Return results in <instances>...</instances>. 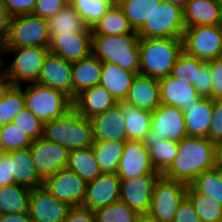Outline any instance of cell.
<instances>
[{"instance_id":"6da1fadb","label":"cell","mask_w":222,"mask_h":222,"mask_svg":"<svg viewBox=\"0 0 222 222\" xmlns=\"http://www.w3.org/2000/svg\"><path fill=\"white\" fill-rule=\"evenodd\" d=\"M216 144L208 138L184 137L178 152L162 176L189 184L203 172L213 170L216 164Z\"/></svg>"},{"instance_id":"7a4b0ae2","label":"cell","mask_w":222,"mask_h":222,"mask_svg":"<svg viewBox=\"0 0 222 222\" xmlns=\"http://www.w3.org/2000/svg\"><path fill=\"white\" fill-rule=\"evenodd\" d=\"M182 52V38H139V75L156 79L171 75Z\"/></svg>"},{"instance_id":"3957f363","label":"cell","mask_w":222,"mask_h":222,"mask_svg":"<svg viewBox=\"0 0 222 222\" xmlns=\"http://www.w3.org/2000/svg\"><path fill=\"white\" fill-rule=\"evenodd\" d=\"M92 54L101 62L139 74V36L137 33L122 35H92Z\"/></svg>"},{"instance_id":"277c9868","label":"cell","mask_w":222,"mask_h":222,"mask_svg":"<svg viewBox=\"0 0 222 222\" xmlns=\"http://www.w3.org/2000/svg\"><path fill=\"white\" fill-rule=\"evenodd\" d=\"M43 138L69 150L92 147L94 144L90 120L80 116L73 108L64 116L45 123Z\"/></svg>"},{"instance_id":"5b68a950","label":"cell","mask_w":222,"mask_h":222,"mask_svg":"<svg viewBox=\"0 0 222 222\" xmlns=\"http://www.w3.org/2000/svg\"><path fill=\"white\" fill-rule=\"evenodd\" d=\"M21 86L23 87L25 107L44 124L64 116L73 108L72 100L61 91L36 82Z\"/></svg>"},{"instance_id":"8992f818","label":"cell","mask_w":222,"mask_h":222,"mask_svg":"<svg viewBox=\"0 0 222 222\" xmlns=\"http://www.w3.org/2000/svg\"><path fill=\"white\" fill-rule=\"evenodd\" d=\"M185 28L183 9L162 0L136 32L139 38H182Z\"/></svg>"},{"instance_id":"52a82bcc","label":"cell","mask_w":222,"mask_h":222,"mask_svg":"<svg viewBox=\"0 0 222 222\" xmlns=\"http://www.w3.org/2000/svg\"><path fill=\"white\" fill-rule=\"evenodd\" d=\"M49 53L47 47L7 48L11 61L6 65V74L11 85H23L38 81L45 57ZM10 54V55H9Z\"/></svg>"},{"instance_id":"ba28073f","label":"cell","mask_w":222,"mask_h":222,"mask_svg":"<svg viewBox=\"0 0 222 222\" xmlns=\"http://www.w3.org/2000/svg\"><path fill=\"white\" fill-rule=\"evenodd\" d=\"M183 51L203 61L222 58V25L186 27Z\"/></svg>"},{"instance_id":"9c48e42d","label":"cell","mask_w":222,"mask_h":222,"mask_svg":"<svg viewBox=\"0 0 222 222\" xmlns=\"http://www.w3.org/2000/svg\"><path fill=\"white\" fill-rule=\"evenodd\" d=\"M50 38L47 21L33 14L13 16L6 41L7 48L47 47Z\"/></svg>"},{"instance_id":"30bf717a","label":"cell","mask_w":222,"mask_h":222,"mask_svg":"<svg viewBox=\"0 0 222 222\" xmlns=\"http://www.w3.org/2000/svg\"><path fill=\"white\" fill-rule=\"evenodd\" d=\"M188 185L162 175L156 181L149 213L158 222H173L177 208L187 196Z\"/></svg>"},{"instance_id":"8fae6325","label":"cell","mask_w":222,"mask_h":222,"mask_svg":"<svg viewBox=\"0 0 222 222\" xmlns=\"http://www.w3.org/2000/svg\"><path fill=\"white\" fill-rule=\"evenodd\" d=\"M42 186L58 200L73 207L82 206L87 183L78 174L66 168L45 178Z\"/></svg>"},{"instance_id":"7c38bea8","label":"cell","mask_w":222,"mask_h":222,"mask_svg":"<svg viewBox=\"0 0 222 222\" xmlns=\"http://www.w3.org/2000/svg\"><path fill=\"white\" fill-rule=\"evenodd\" d=\"M30 149L36 171L43 180L67 168L70 150L65 146L40 138Z\"/></svg>"},{"instance_id":"4fadbf2b","label":"cell","mask_w":222,"mask_h":222,"mask_svg":"<svg viewBox=\"0 0 222 222\" xmlns=\"http://www.w3.org/2000/svg\"><path fill=\"white\" fill-rule=\"evenodd\" d=\"M162 174H144L121 180L120 201L137 213H148L151 206L153 188Z\"/></svg>"},{"instance_id":"5bb4252c","label":"cell","mask_w":222,"mask_h":222,"mask_svg":"<svg viewBox=\"0 0 222 222\" xmlns=\"http://www.w3.org/2000/svg\"><path fill=\"white\" fill-rule=\"evenodd\" d=\"M144 174H161L151 163L148 148L143 141H125L123 154L116 175L121 179H131Z\"/></svg>"},{"instance_id":"9a60e30c","label":"cell","mask_w":222,"mask_h":222,"mask_svg":"<svg viewBox=\"0 0 222 222\" xmlns=\"http://www.w3.org/2000/svg\"><path fill=\"white\" fill-rule=\"evenodd\" d=\"M69 208L43 186L32 189L30 193L28 212L32 222H64Z\"/></svg>"},{"instance_id":"2e32d148","label":"cell","mask_w":222,"mask_h":222,"mask_svg":"<svg viewBox=\"0 0 222 222\" xmlns=\"http://www.w3.org/2000/svg\"><path fill=\"white\" fill-rule=\"evenodd\" d=\"M36 83L61 91L73 101L72 63L49 52Z\"/></svg>"},{"instance_id":"e0dca14e","label":"cell","mask_w":222,"mask_h":222,"mask_svg":"<svg viewBox=\"0 0 222 222\" xmlns=\"http://www.w3.org/2000/svg\"><path fill=\"white\" fill-rule=\"evenodd\" d=\"M120 186L121 179L115 173H102L87 183L82 206L95 211L119 201Z\"/></svg>"},{"instance_id":"ac0fdd59","label":"cell","mask_w":222,"mask_h":222,"mask_svg":"<svg viewBox=\"0 0 222 222\" xmlns=\"http://www.w3.org/2000/svg\"><path fill=\"white\" fill-rule=\"evenodd\" d=\"M49 52L74 63L92 54V33H62L50 39Z\"/></svg>"},{"instance_id":"d6986e66","label":"cell","mask_w":222,"mask_h":222,"mask_svg":"<svg viewBox=\"0 0 222 222\" xmlns=\"http://www.w3.org/2000/svg\"><path fill=\"white\" fill-rule=\"evenodd\" d=\"M151 113V130L176 143H180L184 137H187L184 113L181 108L160 104Z\"/></svg>"},{"instance_id":"ffe728a7","label":"cell","mask_w":222,"mask_h":222,"mask_svg":"<svg viewBox=\"0 0 222 222\" xmlns=\"http://www.w3.org/2000/svg\"><path fill=\"white\" fill-rule=\"evenodd\" d=\"M72 104L80 116L91 119L116 106L117 100L106 88L98 84L78 94Z\"/></svg>"},{"instance_id":"44dd1931","label":"cell","mask_w":222,"mask_h":222,"mask_svg":"<svg viewBox=\"0 0 222 222\" xmlns=\"http://www.w3.org/2000/svg\"><path fill=\"white\" fill-rule=\"evenodd\" d=\"M89 120L94 141H127L125 121L117 105Z\"/></svg>"},{"instance_id":"7402d4cb","label":"cell","mask_w":222,"mask_h":222,"mask_svg":"<svg viewBox=\"0 0 222 222\" xmlns=\"http://www.w3.org/2000/svg\"><path fill=\"white\" fill-rule=\"evenodd\" d=\"M187 136L208 138L213 99L199 96L190 105L182 106Z\"/></svg>"},{"instance_id":"603a6c76","label":"cell","mask_w":222,"mask_h":222,"mask_svg":"<svg viewBox=\"0 0 222 222\" xmlns=\"http://www.w3.org/2000/svg\"><path fill=\"white\" fill-rule=\"evenodd\" d=\"M124 101L137 109L153 111L161 104L158 79L138 74L133 79L128 95Z\"/></svg>"},{"instance_id":"cb8c5ba5","label":"cell","mask_w":222,"mask_h":222,"mask_svg":"<svg viewBox=\"0 0 222 222\" xmlns=\"http://www.w3.org/2000/svg\"><path fill=\"white\" fill-rule=\"evenodd\" d=\"M185 27L222 25L221 4L217 0H190L183 9Z\"/></svg>"},{"instance_id":"d4e9b609","label":"cell","mask_w":222,"mask_h":222,"mask_svg":"<svg viewBox=\"0 0 222 222\" xmlns=\"http://www.w3.org/2000/svg\"><path fill=\"white\" fill-rule=\"evenodd\" d=\"M158 81L161 104L182 108L200 96L192 84L180 81L172 75L160 78Z\"/></svg>"},{"instance_id":"484cf974","label":"cell","mask_w":222,"mask_h":222,"mask_svg":"<svg viewBox=\"0 0 222 222\" xmlns=\"http://www.w3.org/2000/svg\"><path fill=\"white\" fill-rule=\"evenodd\" d=\"M143 143L149 150L154 169L162 174L177 155L179 143L165 139L163 135L154 130H150L146 134Z\"/></svg>"},{"instance_id":"4316f807","label":"cell","mask_w":222,"mask_h":222,"mask_svg":"<svg viewBox=\"0 0 222 222\" xmlns=\"http://www.w3.org/2000/svg\"><path fill=\"white\" fill-rule=\"evenodd\" d=\"M138 75L120 68L116 64L102 62L100 85L106 88L117 101H124L128 95L133 79Z\"/></svg>"},{"instance_id":"83f0119b","label":"cell","mask_w":222,"mask_h":222,"mask_svg":"<svg viewBox=\"0 0 222 222\" xmlns=\"http://www.w3.org/2000/svg\"><path fill=\"white\" fill-rule=\"evenodd\" d=\"M11 174L18 185L30 189L43 185V179L36 171L30 148L11 151Z\"/></svg>"},{"instance_id":"f1b7e54d","label":"cell","mask_w":222,"mask_h":222,"mask_svg":"<svg viewBox=\"0 0 222 222\" xmlns=\"http://www.w3.org/2000/svg\"><path fill=\"white\" fill-rule=\"evenodd\" d=\"M122 117L128 141H143L146 134L151 130V111L137 109L125 101H117Z\"/></svg>"},{"instance_id":"f546056e","label":"cell","mask_w":222,"mask_h":222,"mask_svg":"<svg viewBox=\"0 0 222 222\" xmlns=\"http://www.w3.org/2000/svg\"><path fill=\"white\" fill-rule=\"evenodd\" d=\"M101 70L102 62L93 54L72 63L73 100L82 91L100 83Z\"/></svg>"},{"instance_id":"4dcf8cb0","label":"cell","mask_w":222,"mask_h":222,"mask_svg":"<svg viewBox=\"0 0 222 222\" xmlns=\"http://www.w3.org/2000/svg\"><path fill=\"white\" fill-rule=\"evenodd\" d=\"M46 21L50 39L62 33H92L91 28L69 2Z\"/></svg>"},{"instance_id":"1f68e13d","label":"cell","mask_w":222,"mask_h":222,"mask_svg":"<svg viewBox=\"0 0 222 222\" xmlns=\"http://www.w3.org/2000/svg\"><path fill=\"white\" fill-rule=\"evenodd\" d=\"M67 169L78 174L86 183L102 174L92 147L70 150Z\"/></svg>"},{"instance_id":"d6a6232c","label":"cell","mask_w":222,"mask_h":222,"mask_svg":"<svg viewBox=\"0 0 222 222\" xmlns=\"http://www.w3.org/2000/svg\"><path fill=\"white\" fill-rule=\"evenodd\" d=\"M92 35H122L137 33L123 10L115 2L105 15L91 28Z\"/></svg>"},{"instance_id":"836d02e7","label":"cell","mask_w":222,"mask_h":222,"mask_svg":"<svg viewBox=\"0 0 222 222\" xmlns=\"http://www.w3.org/2000/svg\"><path fill=\"white\" fill-rule=\"evenodd\" d=\"M32 189L16 183L0 187V214L28 212Z\"/></svg>"},{"instance_id":"e575fe53","label":"cell","mask_w":222,"mask_h":222,"mask_svg":"<svg viewBox=\"0 0 222 222\" xmlns=\"http://www.w3.org/2000/svg\"><path fill=\"white\" fill-rule=\"evenodd\" d=\"M124 146L125 142L94 141L92 148L102 173L116 174Z\"/></svg>"},{"instance_id":"d590c367","label":"cell","mask_w":222,"mask_h":222,"mask_svg":"<svg viewBox=\"0 0 222 222\" xmlns=\"http://www.w3.org/2000/svg\"><path fill=\"white\" fill-rule=\"evenodd\" d=\"M162 0H116L134 30H138Z\"/></svg>"},{"instance_id":"8d00e7d4","label":"cell","mask_w":222,"mask_h":222,"mask_svg":"<svg viewBox=\"0 0 222 222\" xmlns=\"http://www.w3.org/2000/svg\"><path fill=\"white\" fill-rule=\"evenodd\" d=\"M25 107L23 87L10 85L0 98V127L13 122V118Z\"/></svg>"},{"instance_id":"74e56055","label":"cell","mask_w":222,"mask_h":222,"mask_svg":"<svg viewBox=\"0 0 222 222\" xmlns=\"http://www.w3.org/2000/svg\"><path fill=\"white\" fill-rule=\"evenodd\" d=\"M116 0H69L86 24L92 28L114 5Z\"/></svg>"},{"instance_id":"f35d334b","label":"cell","mask_w":222,"mask_h":222,"mask_svg":"<svg viewBox=\"0 0 222 222\" xmlns=\"http://www.w3.org/2000/svg\"><path fill=\"white\" fill-rule=\"evenodd\" d=\"M187 192L210 196L222 206V182L214 170L203 172L188 184Z\"/></svg>"},{"instance_id":"ab89813d","label":"cell","mask_w":222,"mask_h":222,"mask_svg":"<svg viewBox=\"0 0 222 222\" xmlns=\"http://www.w3.org/2000/svg\"><path fill=\"white\" fill-rule=\"evenodd\" d=\"M201 222H222V206L210 196L187 192Z\"/></svg>"},{"instance_id":"60d3db41","label":"cell","mask_w":222,"mask_h":222,"mask_svg":"<svg viewBox=\"0 0 222 222\" xmlns=\"http://www.w3.org/2000/svg\"><path fill=\"white\" fill-rule=\"evenodd\" d=\"M96 222H134L138 214L122 201L94 211Z\"/></svg>"},{"instance_id":"b9f144b4","label":"cell","mask_w":222,"mask_h":222,"mask_svg":"<svg viewBox=\"0 0 222 222\" xmlns=\"http://www.w3.org/2000/svg\"><path fill=\"white\" fill-rule=\"evenodd\" d=\"M204 61L186 54L184 51L177 58L171 75L180 81L194 85L197 83L198 71Z\"/></svg>"},{"instance_id":"7bdbcfd3","label":"cell","mask_w":222,"mask_h":222,"mask_svg":"<svg viewBox=\"0 0 222 222\" xmlns=\"http://www.w3.org/2000/svg\"><path fill=\"white\" fill-rule=\"evenodd\" d=\"M3 152L30 148L33 141L14 122L0 127Z\"/></svg>"},{"instance_id":"ee69618b","label":"cell","mask_w":222,"mask_h":222,"mask_svg":"<svg viewBox=\"0 0 222 222\" xmlns=\"http://www.w3.org/2000/svg\"><path fill=\"white\" fill-rule=\"evenodd\" d=\"M13 122L33 142L43 138L44 123L26 107L13 118Z\"/></svg>"},{"instance_id":"f6af8a7d","label":"cell","mask_w":222,"mask_h":222,"mask_svg":"<svg viewBox=\"0 0 222 222\" xmlns=\"http://www.w3.org/2000/svg\"><path fill=\"white\" fill-rule=\"evenodd\" d=\"M211 120L208 130V139L217 144L222 142V100H213Z\"/></svg>"},{"instance_id":"bcb514c9","label":"cell","mask_w":222,"mask_h":222,"mask_svg":"<svg viewBox=\"0 0 222 222\" xmlns=\"http://www.w3.org/2000/svg\"><path fill=\"white\" fill-rule=\"evenodd\" d=\"M68 2L69 0H37L32 14L47 19L58 13Z\"/></svg>"},{"instance_id":"7dc6e473","label":"cell","mask_w":222,"mask_h":222,"mask_svg":"<svg viewBox=\"0 0 222 222\" xmlns=\"http://www.w3.org/2000/svg\"><path fill=\"white\" fill-rule=\"evenodd\" d=\"M209 67V61H204L201 64L200 71H198L197 83H194V87L200 96L205 98H211L212 92V80Z\"/></svg>"},{"instance_id":"c3c4849f","label":"cell","mask_w":222,"mask_h":222,"mask_svg":"<svg viewBox=\"0 0 222 222\" xmlns=\"http://www.w3.org/2000/svg\"><path fill=\"white\" fill-rule=\"evenodd\" d=\"M209 67L212 77L211 99L222 100V58L210 60Z\"/></svg>"},{"instance_id":"681fc988","label":"cell","mask_w":222,"mask_h":222,"mask_svg":"<svg viewBox=\"0 0 222 222\" xmlns=\"http://www.w3.org/2000/svg\"><path fill=\"white\" fill-rule=\"evenodd\" d=\"M173 222H201L191 200L187 196L177 208Z\"/></svg>"},{"instance_id":"f907efd6","label":"cell","mask_w":222,"mask_h":222,"mask_svg":"<svg viewBox=\"0 0 222 222\" xmlns=\"http://www.w3.org/2000/svg\"><path fill=\"white\" fill-rule=\"evenodd\" d=\"M9 14L13 16L32 14L37 0H3Z\"/></svg>"},{"instance_id":"816d5d0a","label":"cell","mask_w":222,"mask_h":222,"mask_svg":"<svg viewBox=\"0 0 222 222\" xmlns=\"http://www.w3.org/2000/svg\"><path fill=\"white\" fill-rule=\"evenodd\" d=\"M64 222H96L94 211L83 206L70 207Z\"/></svg>"},{"instance_id":"f5cc1de1","label":"cell","mask_w":222,"mask_h":222,"mask_svg":"<svg viewBox=\"0 0 222 222\" xmlns=\"http://www.w3.org/2000/svg\"><path fill=\"white\" fill-rule=\"evenodd\" d=\"M14 176L11 174V151L0 153V187L14 184Z\"/></svg>"},{"instance_id":"db71d44e","label":"cell","mask_w":222,"mask_h":222,"mask_svg":"<svg viewBox=\"0 0 222 222\" xmlns=\"http://www.w3.org/2000/svg\"><path fill=\"white\" fill-rule=\"evenodd\" d=\"M11 18L3 0H0V40L4 42L7 41L9 35Z\"/></svg>"},{"instance_id":"11a10c76","label":"cell","mask_w":222,"mask_h":222,"mask_svg":"<svg viewBox=\"0 0 222 222\" xmlns=\"http://www.w3.org/2000/svg\"><path fill=\"white\" fill-rule=\"evenodd\" d=\"M0 222H32L29 212L2 214Z\"/></svg>"},{"instance_id":"9f6ffc18","label":"cell","mask_w":222,"mask_h":222,"mask_svg":"<svg viewBox=\"0 0 222 222\" xmlns=\"http://www.w3.org/2000/svg\"><path fill=\"white\" fill-rule=\"evenodd\" d=\"M5 54L7 55L6 42L0 40V74H6V64L8 61L4 58Z\"/></svg>"},{"instance_id":"6f0895ef","label":"cell","mask_w":222,"mask_h":222,"mask_svg":"<svg viewBox=\"0 0 222 222\" xmlns=\"http://www.w3.org/2000/svg\"><path fill=\"white\" fill-rule=\"evenodd\" d=\"M10 85L11 83L7 74H0V98L4 95Z\"/></svg>"},{"instance_id":"680465c9","label":"cell","mask_w":222,"mask_h":222,"mask_svg":"<svg viewBox=\"0 0 222 222\" xmlns=\"http://www.w3.org/2000/svg\"><path fill=\"white\" fill-rule=\"evenodd\" d=\"M134 222H158L149 212L138 213Z\"/></svg>"},{"instance_id":"91938a15","label":"cell","mask_w":222,"mask_h":222,"mask_svg":"<svg viewBox=\"0 0 222 222\" xmlns=\"http://www.w3.org/2000/svg\"><path fill=\"white\" fill-rule=\"evenodd\" d=\"M216 164L215 165H222V142L216 144Z\"/></svg>"},{"instance_id":"94428289","label":"cell","mask_w":222,"mask_h":222,"mask_svg":"<svg viewBox=\"0 0 222 222\" xmlns=\"http://www.w3.org/2000/svg\"><path fill=\"white\" fill-rule=\"evenodd\" d=\"M167 2H169L170 4L179 6L180 8L184 9L186 4L190 1V0H165Z\"/></svg>"},{"instance_id":"6125c7cd","label":"cell","mask_w":222,"mask_h":222,"mask_svg":"<svg viewBox=\"0 0 222 222\" xmlns=\"http://www.w3.org/2000/svg\"><path fill=\"white\" fill-rule=\"evenodd\" d=\"M213 170L218 174V177L222 182V165H215Z\"/></svg>"},{"instance_id":"be15d7a7","label":"cell","mask_w":222,"mask_h":222,"mask_svg":"<svg viewBox=\"0 0 222 222\" xmlns=\"http://www.w3.org/2000/svg\"><path fill=\"white\" fill-rule=\"evenodd\" d=\"M2 152H3V144H2L1 134H0V153Z\"/></svg>"}]
</instances>
